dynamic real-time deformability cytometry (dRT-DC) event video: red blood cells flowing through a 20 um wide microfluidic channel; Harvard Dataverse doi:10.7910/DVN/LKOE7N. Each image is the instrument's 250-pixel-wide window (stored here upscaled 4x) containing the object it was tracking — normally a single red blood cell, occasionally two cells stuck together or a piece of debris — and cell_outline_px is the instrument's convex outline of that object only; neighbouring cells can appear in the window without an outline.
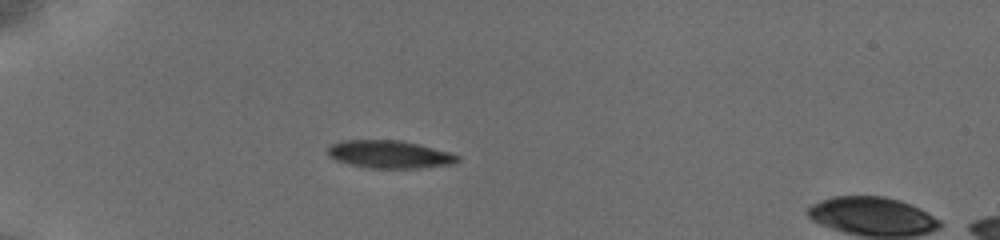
{"species": "common noctule bat (a hibernating species)", "species_latin": "Nyctalus noctula", "temperature_condition": "cold", "stored_images_in_passage": 12, "camera_frame_rate_fps": 3000, "um_per_image_px": 0.085, "animal": {"sex": "female", "body_mass_g": 19.5, "forearm_length_mm": 54.1}, "frame": {"image": 1, "passage_image": 1, "time_ms": 0.0, "image_size_px": [1000, 240], "cell_outline_px": [[460, 160], [452, 164], [416, 168], [372, 168], [348, 164], [336, 160], [328, 156], [328, 148], [332, 144], [340, 140], [400, 140], [420, 144], [448, 152], [460, 156]], "centroid_in_image_um": [33.09, 13.11], "position_along_channel_um": 51.9, "area_um2": 20.98}}
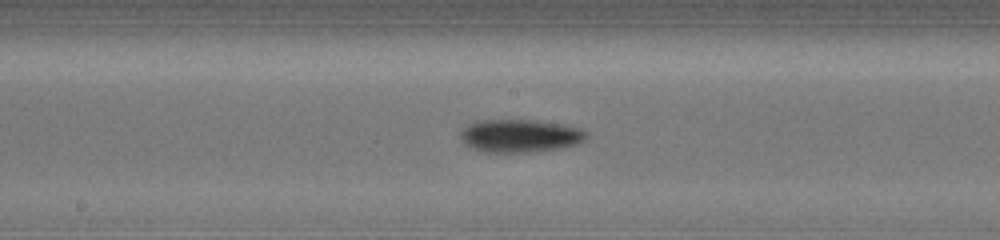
{"frame": {"image": 2, "passage_image": 10, "time_ms": 4.667, "image_size_px": [1000, 240], "cell_outline_px": [[584, 140], [576, 144], [556, 148], [528, 152], [488, 152], [476, 148], [468, 144], [460, 136], [460, 132], [464, 128], [472, 124], [484, 120], [532, 120], [580, 128], [584, 132]], "centroid_in_image_um": [44.19, 11.54], "position_along_channel_um": 204.0, "area_um2": 23.12}}
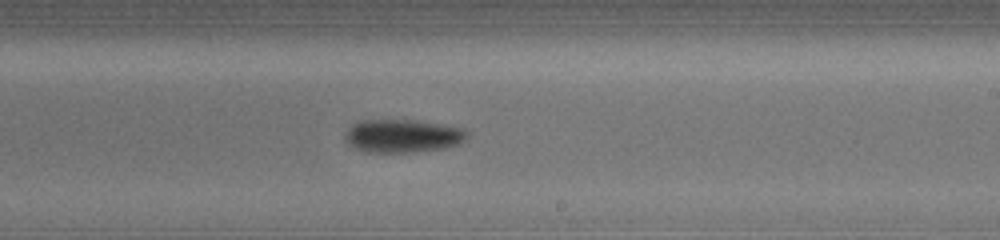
{"frame": {"image": 3, "passage_image": 12, "time_ms": 6.0, "image_size_px": [1000, 240], "cell_outline_px": [[468, 136], [460, 144], [444, 148], [408, 152], [364, 152], [348, 144], [344, 136], [348, 128], [352, 124], [360, 120], [412, 120], [464, 128], [468, 132]], "centroid_in_image_um": [34.21, 11.55], "position_along_channel_um": 254.8, "area_um2": 23.52}}